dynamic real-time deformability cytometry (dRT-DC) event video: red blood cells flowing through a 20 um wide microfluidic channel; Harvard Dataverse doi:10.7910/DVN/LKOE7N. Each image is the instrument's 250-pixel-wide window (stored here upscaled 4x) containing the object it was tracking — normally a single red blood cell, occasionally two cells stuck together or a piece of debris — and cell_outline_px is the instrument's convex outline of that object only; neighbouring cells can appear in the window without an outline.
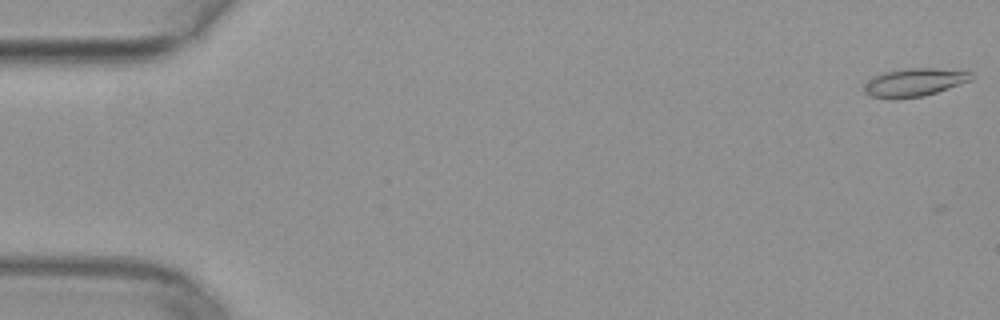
{"species": "common noctule bat (a hibernating species)", "species_latin": "Nyctalus noctula", "temperature_condition": "warm", "stored_images_in_passage": 9, "camera_frame_rate_fps": 3000, "um_per_image_px": 0.085, "animal": {"sex": "female", "body_mass_g": 29.2, "forearm_length_mm": 56.3}, "frame": {"image": 1, "passage_image": 1, "time_ms": 0.0, "image_size_px": [1000, 320], "cell_outline_px": [[976, 76], [972, 80], [924, 96], [892, 100], [888, 100], [868, 96], [864, 92], [864, 84], [872, 76], [884, 72], [904, 68], [936, 68], [972, 72]], "centroid_in_image_um": [77.68, 7.01], "position_along_channel_um": 7.3, "area_um2": 17.98}}